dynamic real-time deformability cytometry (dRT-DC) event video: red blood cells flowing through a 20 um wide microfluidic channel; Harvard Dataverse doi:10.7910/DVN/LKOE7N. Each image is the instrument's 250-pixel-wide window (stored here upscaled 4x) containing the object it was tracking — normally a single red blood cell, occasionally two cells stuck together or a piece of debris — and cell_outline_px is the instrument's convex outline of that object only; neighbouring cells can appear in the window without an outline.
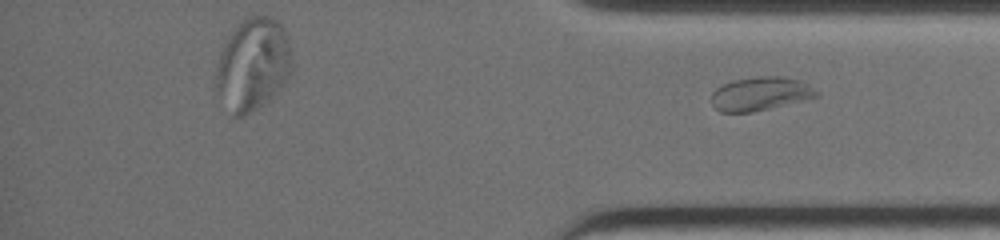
{"species": "common noctule bat (a hibernating species)", "species_latin": "Nyctalus noctula", "temperature_condition": "warm", "stored_images_in_passage": 33, "segment_of_instrument_passage": [2, 2], "camera_frame_rate_fps": 3000, "um_per_image_px": 0.085, "animal": {"sex": "female", "body_mass_g": 19.0, "forearm_length_mm": 51.5}, "frame": {"image": 1, "passage_image": 33, "time_ms": 10.667, "image_size_px": [1000, 240], "cell_outline_px": [[820, 96], [752, 112], [720, 112], [712, 104], [712, 92], [716, 88], [732, 80], [760, 76], [784, 76], [800, 80], [812, 88]], "centroid_in_image_um": [64.6, 7.96], "position_along_channel_um": 370.6, "area_um2": 20.35}}